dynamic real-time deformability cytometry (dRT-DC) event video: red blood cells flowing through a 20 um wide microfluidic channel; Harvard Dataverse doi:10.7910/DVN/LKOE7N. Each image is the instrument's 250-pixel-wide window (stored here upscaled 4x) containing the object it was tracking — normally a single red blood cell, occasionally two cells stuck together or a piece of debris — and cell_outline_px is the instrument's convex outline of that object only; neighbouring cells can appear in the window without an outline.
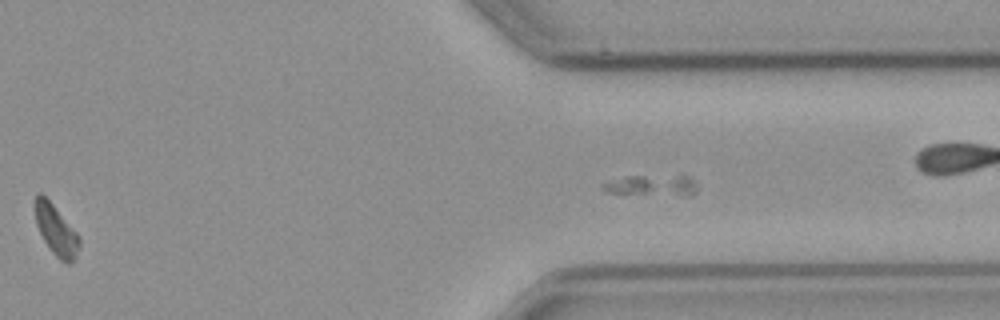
{"species": "common noctule bat (a hibernating species)", "species_latin": "Nyctalus noctula", "temperature_condition": "cold", "stored_images_in_passage": 47, "camera_frame_rate_fps": 3000, "um_per_image_px": 0.085, "animal": {"sex": "male", "body_mass_g": 23.1, "forearm_length_mm": 52.7}, "frame": {"image": 1, "passage_image": 44, "time_ms": 14.333, "image_size_px": [1000, 320], "cell_outline_px": [[80, 244], [76, 256], [72, 264], [68, 264], [60, 260], [52, 252], [44, 240], [36, 224], [32, 200], [36, 192], [40, 192], [52, 204], [76, 232], [80, 240]], "centroid_in_image_um": [4.72, 19.53], "position_along_channel_um": 406.7, "area_um2": 13.06}}